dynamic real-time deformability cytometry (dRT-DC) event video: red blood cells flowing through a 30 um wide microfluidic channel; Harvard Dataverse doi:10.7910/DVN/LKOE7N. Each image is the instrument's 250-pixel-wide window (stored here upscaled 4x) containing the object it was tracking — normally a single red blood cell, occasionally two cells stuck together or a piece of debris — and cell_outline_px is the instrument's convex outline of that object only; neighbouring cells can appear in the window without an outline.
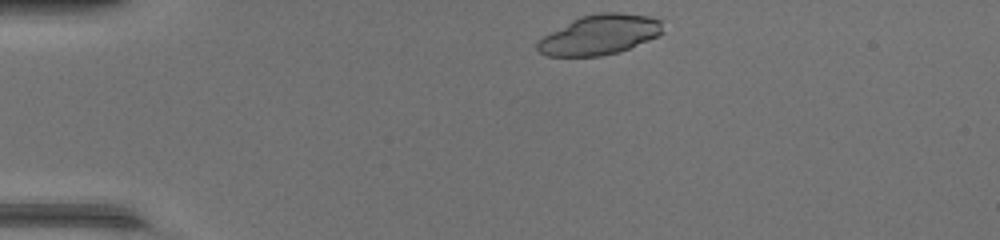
{"species": "common noctule bat (a hibernating species)", "species_latin": "Nyctalus noctula", "temperature_condition": "warm", "stored_images_in_passage": 38, "camera_frame_rate_fps": 3000, "um_per_image_px": 0.085, "animal": {"sex": "female", "body_mass_g": 17.0, "forearm_length_mm": 48.0}, "frame": {"image": 1, "passage_image": 1, "time_ms": 0.0, "image_size_px": [1000, 240], "cell_outline_px": [[664, 32], [648, 40], [620, 52], [600, 56], [548, 56], [540, 52], [536, 48], [536, 44], [544, 36], [572, 20], [580, 16], [600, 12], [620, 12], [648, 16], [660, 20]], "centroid_in_image_um": [50.98, 2.95], "position_along_channel_um": 34.0, "area_um2": 28.96}}